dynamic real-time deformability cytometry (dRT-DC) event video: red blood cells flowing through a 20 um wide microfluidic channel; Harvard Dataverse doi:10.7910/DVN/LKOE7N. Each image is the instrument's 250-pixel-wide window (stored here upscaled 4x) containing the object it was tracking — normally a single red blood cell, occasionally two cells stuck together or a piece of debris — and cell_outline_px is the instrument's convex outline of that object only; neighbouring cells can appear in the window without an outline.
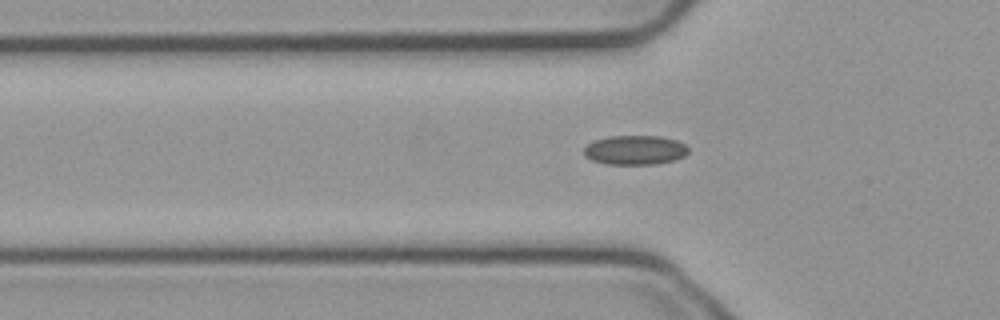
{"species": "common noctule bat (a hibernating species)", "species_latin": "Nyctalus noctula", "temperature_condition": "cold", "stored_images_in_passage": 42, "camera_frame_rate_fps": 3000, "um_per_image_px": 0.085, "animal": {"sex": "male", "body_mass_g": 23.1, "forearm_length_mm": 52.7}, "frame": {"image": 1, "passage_image": 10, "time_ms": 3.0, "image_size_px": [1000, 320], "cell_outline_px": [[688, 152], [684, 156], [672, 160], [656, 164], [604, 164], [592, 160], [584, 156], [584, 148], [592, 140], [608, 136], [660, 136], [676, 140], [684, 144], [688, 148]], "centroid_in_image_um": [53.93, 12.75], "position_along_channel_um": 71.9, "area_um2": 17.92}}
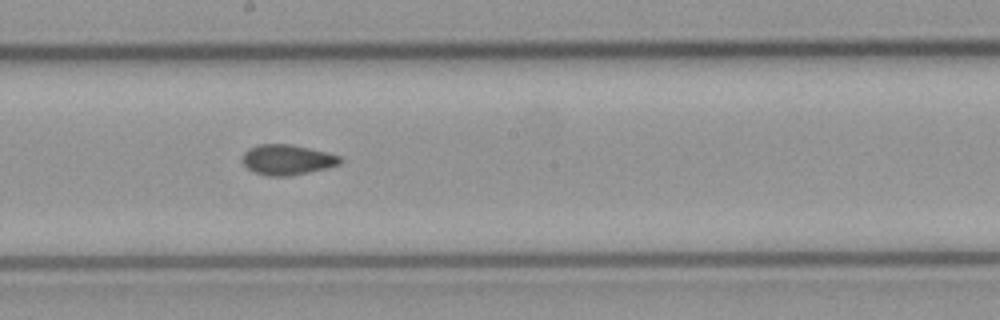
{"frame": {"image": 2, "passage_image": 22, "time_ms": 7.0, "image_size_px": [1000, 320], "cell_outline_px": [[340, 164], [308, 172], [288, 176], [268, 176], [252, 172], [240, 160], [244, 152], [248, 148], [256, 144], [288, 144], [308, 148], [340, 156]], "centroid_in_image_um": [24.32, 13.57], "position_along_channel_um": 223.9, "area_um2": 17.11}}
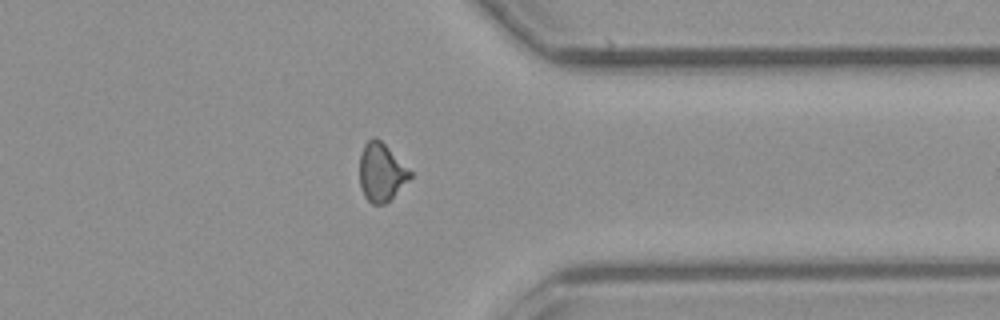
{"frame": {"image": 3, "passage_image": 35, "time_ms": 11.333, "image_size_px": [1000, 320], "cell_outline_px": [[412, 176], [384, 204], [372, 204], [364, 196], [360, 184], [360, 152], [364, 144], [372, 136], [376, 136], [412, 172]], "centroid_in_image_um": [32.38, 14.61], "position_along_channel_um": 379.0, "area_um2": 16.82}}